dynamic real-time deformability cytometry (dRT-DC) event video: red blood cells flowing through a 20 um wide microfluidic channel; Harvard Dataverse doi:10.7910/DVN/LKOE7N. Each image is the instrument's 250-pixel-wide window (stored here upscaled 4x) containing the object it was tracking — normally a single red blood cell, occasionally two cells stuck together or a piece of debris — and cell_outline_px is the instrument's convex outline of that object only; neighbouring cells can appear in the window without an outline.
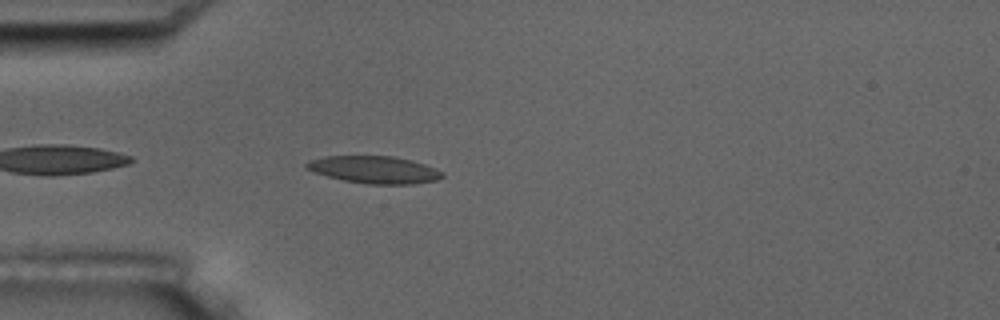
{"species": "common noctule bat (a hibernating species)", "species_latin": "Nyctalus noctula", "temperature_condition": "room temperature", "stored_images_in_passage": 4, "camera_frame_rate_fps": 3000, "um_per_image_px": 0.085, "animal": {"sex": "male", "body_mass_g": 17.5, "forearm_length_mm": 52.3}, "frame": {"image": 1, "passage_image": 4, "time_ms": 3.333, "image_size_px": [1000, 320], "cell_outline_px": [[444, 176], [436, 180], [412, 184], [368, 184], [344, 180], [328, 176], [304, 168], [304, 164], [308, 160], [324, 156], [392, 156], [412, 160], [436, 168], [444, 172]], "centroid_in_image_um": [31.82, 14.42], "position_along_channel_um": 53.2, "area_um2": 21.62}}